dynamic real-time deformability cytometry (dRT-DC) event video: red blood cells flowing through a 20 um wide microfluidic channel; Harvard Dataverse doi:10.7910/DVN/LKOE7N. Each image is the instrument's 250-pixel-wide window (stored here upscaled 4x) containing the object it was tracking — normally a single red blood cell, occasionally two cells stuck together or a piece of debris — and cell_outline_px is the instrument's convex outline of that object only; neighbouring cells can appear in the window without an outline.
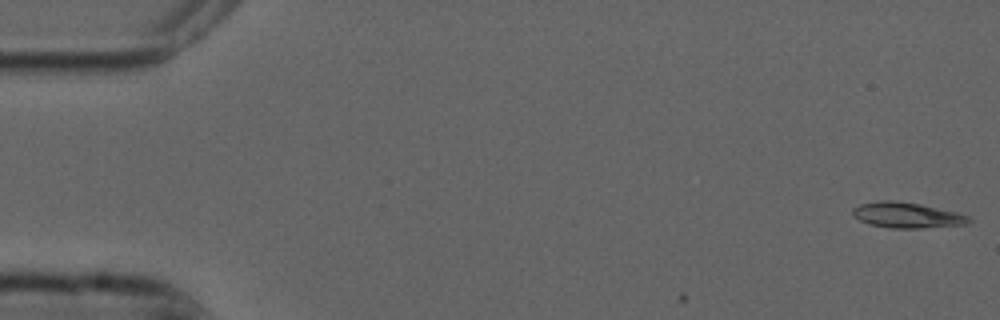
{"species": "common noctule bat (a hibernating species)", "species_latin": "Nyctalus noctula", "temperature_condition": "cold", "stored_images_in_passage": 9, "camera_frame_rate_fps": 3000, "um_per_image_px": 0.085, "animal": {"sex": "male", "forearm_length_mm": 52.5}, "frame": {"image": 1, "passage_image": 1, "time_ms": 0.0, "image_size_px": [1000, 320], "cell_outline_px": [[972, 220], [968, 224], [920, 228], [892, 228], [868, 224], [852, 216], [852, 208], [860, 204], [880, 200], [892, 200], [920, 204], [956, 212], [968, 216]], "centroid_in_image_um": [77.06, 18.29], "position_along_channel_um": 7.9, "area_um2": 17.28}}